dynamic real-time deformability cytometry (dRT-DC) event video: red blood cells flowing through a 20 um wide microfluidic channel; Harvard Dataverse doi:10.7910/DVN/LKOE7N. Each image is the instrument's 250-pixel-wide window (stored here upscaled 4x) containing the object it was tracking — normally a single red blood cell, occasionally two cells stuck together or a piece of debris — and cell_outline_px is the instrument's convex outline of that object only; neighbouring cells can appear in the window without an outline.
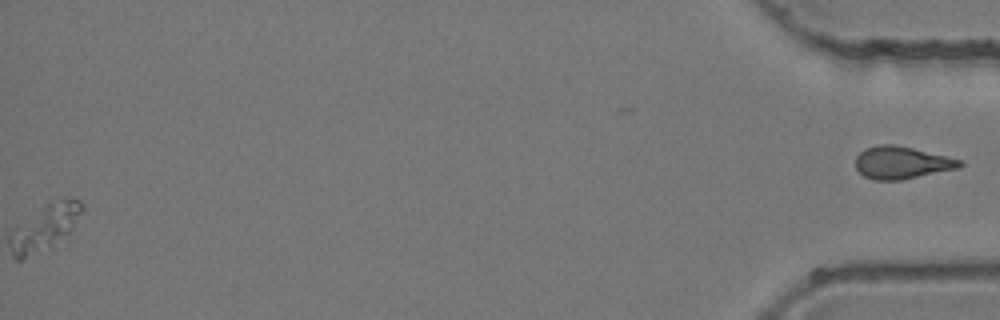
{"species": "common noctule bat (a hibernating species)", "species_latin": "Nyctalus noctula", "temperature_condition": "room temperature", "stored_images_in_passage": 40, "segment_of_instrument_passage": [2, 2], "camera_frame_rate_fps": 3000, "um_per_image_px": 0.085, "animal": {"sex": "female", "body_mass_g": 24.6, "forearm_length_mm": 56.2}, "frame": {"image": 1, "passage_image": 40, "time_ms": 13.0, "image_size_px": [1000, 320], "cell_outline_px": [[964, 164], [960, 168], [900, 180], [876, 180], [864, 176], [856, 168], [856, 156], [864, 148], [880, 144], [892, 144], [912, 148], [960, 160]], "centroid_in_image_um": [76.62, 13.82], "position_along_channel_um": 358.6, "area_um2": 19.48}}